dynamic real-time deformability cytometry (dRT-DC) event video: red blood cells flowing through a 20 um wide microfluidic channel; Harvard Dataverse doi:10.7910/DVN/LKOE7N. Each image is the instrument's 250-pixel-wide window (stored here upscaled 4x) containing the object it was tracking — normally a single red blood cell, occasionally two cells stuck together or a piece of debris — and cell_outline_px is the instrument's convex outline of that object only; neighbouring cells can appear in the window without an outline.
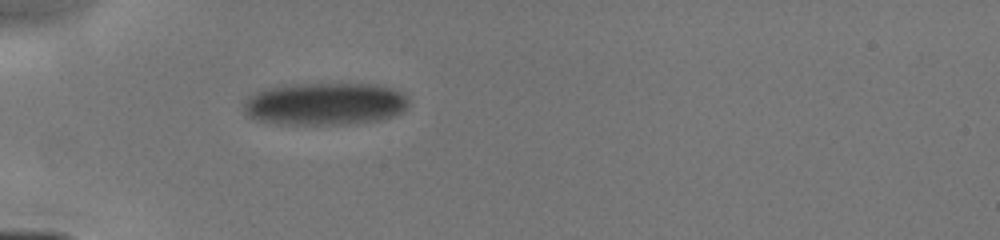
{"species": "human", "species_latin": "Homo sapiens", "temperature_condition": "cold", "stored_images_in_passage": 1, "camera_frame_rate_fps": 3000, "um_per_image_px": 0.085, "donor": {"sex": "male"}, "frame": {"image": 1, "passage_image": 1, "time_ms": 0.0, "image_size_px": [1000, 240], "cell_outline_px": [[408, 104], [400, 112], [392, 116], [376, 120], [344, 124], [280, 124], [256, 120], [248, 116], [244, 112], [244, 100], [248, 96], [264, 88], [280, 84], [376, 84], [392, 88], [400, 92], [408, 100]], "centroid_in_image_um": [27.54, 8.81], "position_along_channel_um": 57.5, "area_um2": 40.92}}